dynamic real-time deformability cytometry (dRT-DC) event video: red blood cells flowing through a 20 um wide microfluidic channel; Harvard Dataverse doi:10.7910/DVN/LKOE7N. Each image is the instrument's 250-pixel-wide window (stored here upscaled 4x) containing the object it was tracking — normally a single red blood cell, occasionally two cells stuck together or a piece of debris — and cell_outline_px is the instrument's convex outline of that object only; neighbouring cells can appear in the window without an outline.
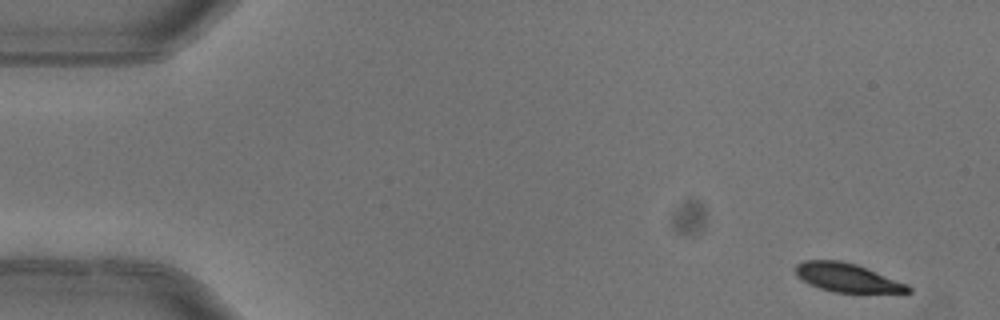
{"species": "common noctule bat (a hibernating species)", "species_latin": "Nyctalus noctula", "temperature_condition": "warm", "stored_images_in_passage": 6, "camera_frame_rate_fps": 3000, "um_per_image_px": 0.085, "animal": {"sex": "female"}, "frame": {"image": 1, "passage_image": 1, "time_ms": 0.0, "image_size_px": [1000, 320], "cell_outline_px": [[912, 292], [832, 292], [808, 284], [796, 276], [796, 264], [804, 260], [840, 260], [856, 264], [908, 284], [912, 288]], "centroid_in_image_um": [71.98, 23.59], "position_along_channel_um": 13.0, "area_um2": 18.73}}
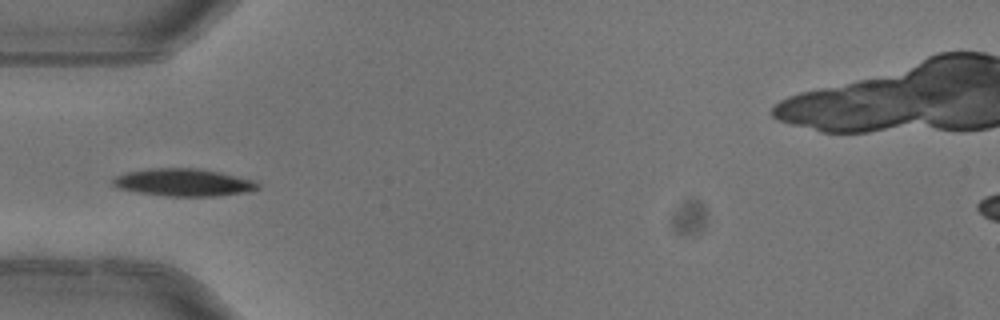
{"frame": {"image": 2, "passage_image": 5, "time_ms": 1.333, "image_size_px": [1000, 320], "cell_outline_px": [[260, 188], [248, 192], [216, 196], [168, 196], [136, 192], [116, 188], [112, 184], [112, 180], [116, 176], [128, 172], [148, 168], [196, 168], [220, 172], [252, 180], [260, 184]], "centroid_in_image_um": [15.59, 15.51], "position_along_channel_um": 69.4, "area_um2": 23.24}}